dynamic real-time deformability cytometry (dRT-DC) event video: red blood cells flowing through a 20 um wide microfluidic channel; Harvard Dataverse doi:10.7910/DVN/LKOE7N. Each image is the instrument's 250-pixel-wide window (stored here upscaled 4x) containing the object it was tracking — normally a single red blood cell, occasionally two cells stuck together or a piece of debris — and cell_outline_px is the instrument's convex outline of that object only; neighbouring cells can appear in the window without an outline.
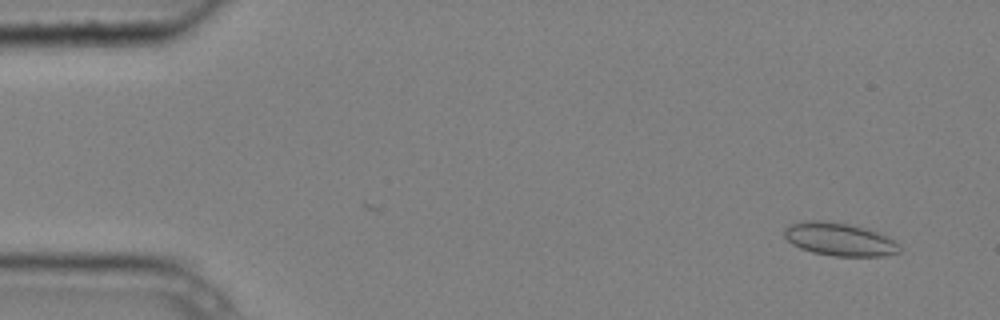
{"species": "common noctule bat (a hibernating species)", "species_latin": "Nyctalus noctula", "temperature_condition": "cold", "stored_images_in_passage": 12, "camera_frame_rate_fps": 3000, "um_per_image_px": 0.085, "animal": {"sex": "male", "body_mass_g": 20.4}, "frame": {"image": 1, "passage_image": 1, "time_ms": 0.0, "image_size_px": [1000, 320], "cell_outline_px": [[900, 252], [884, 256], [832, 256], [812, 252], [800, 248], [792, 244], [784, 236], [784, 228], [792, 224], [804, 220], [824, 220], [848, 224], [864, 228], [876, 232], [892, 240], [900, 248]], "centroid_in_image_um": [71.3, 20.34], "position_along_channel_um": 13.7, "area_um2": 21.96}}
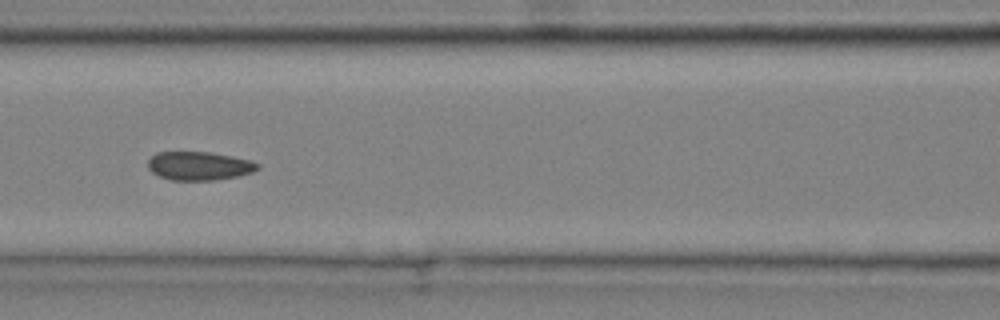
{"frame": {"image": 2, "passage_image": 5, "time_ms": 1.333, "image_size_px": [1000, 320], "cell_outline_px": [[260, 168], [252, 172], [236, 176], [216, 180], [172, 180], [160, 176], [152, 172], [148, 168], [148, 160], [156, 152], [212, 152], [232, 156], [248, 160], [260, 164]], "centroid_in_image_um": [16.92, 14.09], "position_along_channel_um": 149.7, "area_um2": 18.21}}
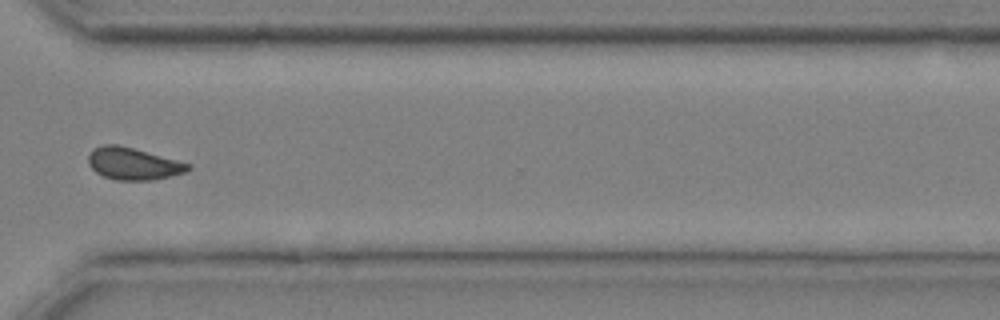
{"frame": {"image": 3, "passage_image": 10, "time_ms": 3.0, "image_size_px": [1000, 320], "cell_outline_px": [[192, 168], [184, 172], [152, 180], [116, 180], [104, 176], [96, 172], [88, 164], [88, 156], [92, 148], [104, 144], [116, 144], [132, 148], [192, 164]], "centroid_in_image_um": [11.29, 13.91], "position_along_channel_um": 359.3, "area_um2": 18.5}}